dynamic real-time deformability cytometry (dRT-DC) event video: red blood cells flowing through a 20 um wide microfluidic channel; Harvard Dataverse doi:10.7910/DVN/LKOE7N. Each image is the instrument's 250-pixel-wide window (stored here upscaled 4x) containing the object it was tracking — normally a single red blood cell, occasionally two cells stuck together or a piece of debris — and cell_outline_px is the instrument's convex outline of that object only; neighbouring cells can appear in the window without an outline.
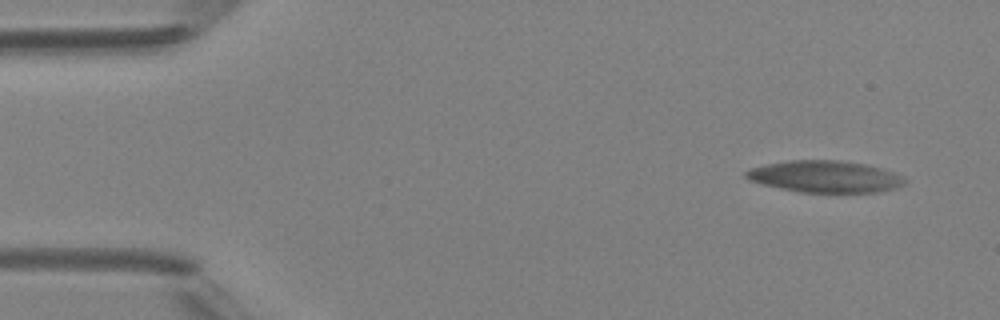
{"species": "Egyptian fruit bat (a non-hibernating species)", "species_latin": "Rousettus aegyptiacus", "temperature_condition": "room temperature", "stored_images_in_passage": 4, "camera_frame_rate_fps": 3000, "um_per_image_px": 0.085, "animal": {"sex": "female"}, "frame": {"image": 1, "passage_image": 1, "time_ms": 0.0, "image_size_px": [1000, 320], "cell_outline_px": [[908, 180], [904, 184], [892, 188], [876, 192], [800, 192], [780, 188], [748, 180], [744, 176], [744, 172], [748, 168], [764, 164], [788, 160], [840, 160], [864, 164], [884, 168], [904, 176]], "centroid_in_image_um": [70.11, 14.99], "position_along_channel_um": 14.9, "area_um2": 29.54}}
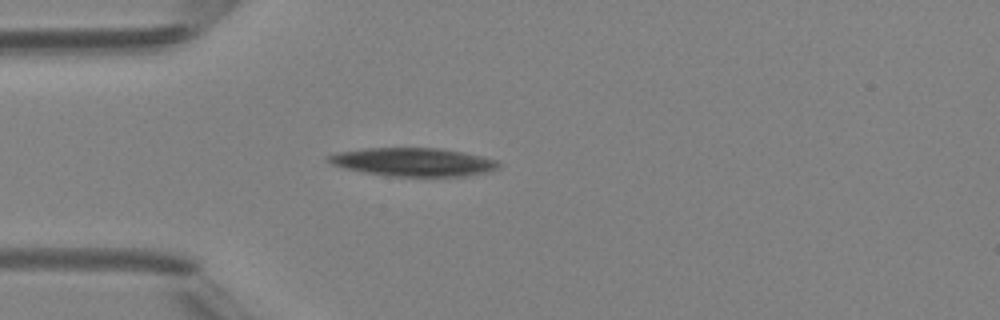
{"frame": {"image": 2, "passage_image": 4, "time_ms": 3.667, "image_size_px": [1000, 320], "cell_outline_px": [[500, 168], [488, 172], [468, 176], [392, 176], [364, 172], [344, 168], [332, 164], [324, 156], [340, 152], [364, 148], [436, 148], [464, 152], [484, 156], [496, 160], [500, 164]], "centroid_in_image_um": [35.17, 13.77], "position_along_channel_um": 49.8, "area_um2": 28.15}}